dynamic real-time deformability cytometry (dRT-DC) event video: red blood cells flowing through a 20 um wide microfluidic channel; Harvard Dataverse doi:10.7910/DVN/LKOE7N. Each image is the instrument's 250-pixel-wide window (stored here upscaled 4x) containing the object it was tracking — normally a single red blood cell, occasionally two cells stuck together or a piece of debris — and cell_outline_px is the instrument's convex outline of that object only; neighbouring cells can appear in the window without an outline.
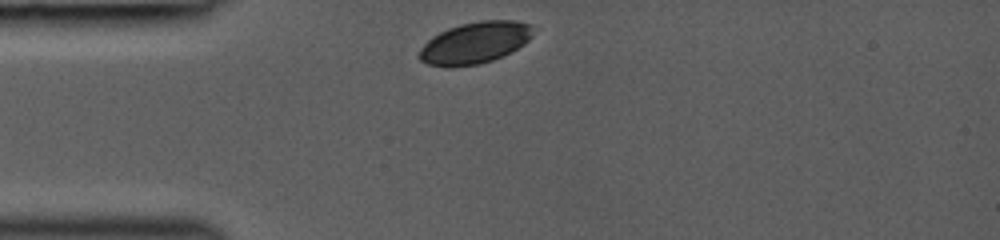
{"species": "common noctule bat (a hibernating species)", "species_latin": "Nyctalus noctula", "temperature_condition": "room temperature", "stored_images_in_passage": 2, "camera_frame_rate_fps": 3000, "um_per_image_px": 0.085, "animal": {"sex": "female", "body_mass_g": 19.0, "forearm_length_mm": 53.3}, "frame": {"image": 1, "passage_image": 1, "time_ms": 0.0, "image_size_px": [1000, 240], "cell_outline_px": [[532, 36], [524, 44], [504, 56], [480, 64], [452, 68], [428, 64], [420, 60], [416, 56], [420, 48], [432, 36], [448, 28], [460, 24], [480, 20], [516, 20], [532, 24]], "centroid_in_image_um": [40.35, 3.64], "position_along_channel_um": 44.7, "area_um2": 27.98}}